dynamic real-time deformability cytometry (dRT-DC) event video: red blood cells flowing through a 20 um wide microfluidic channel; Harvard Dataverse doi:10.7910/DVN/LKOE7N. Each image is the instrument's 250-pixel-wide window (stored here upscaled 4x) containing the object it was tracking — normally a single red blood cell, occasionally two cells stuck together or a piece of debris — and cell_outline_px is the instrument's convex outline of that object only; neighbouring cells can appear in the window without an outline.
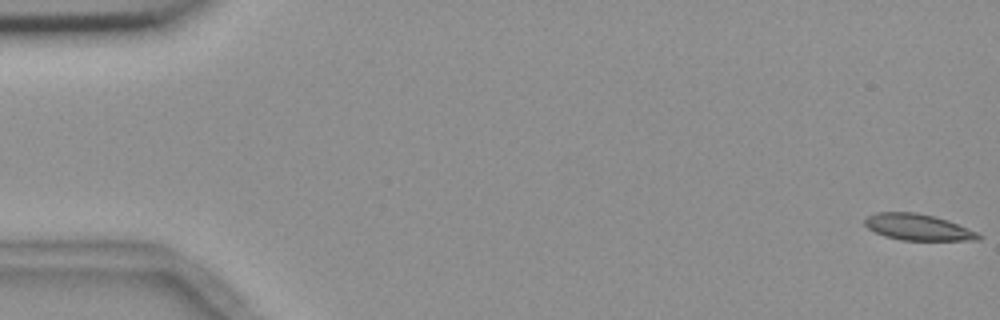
{"species": "common noctule bat (a hibernating species)", "species_latin": "Nyctalus noctula", "temperature_condition": "room temperature", "stored_images_in_passage": 14, "camera_frame_rate_fps": 3000, "um_per_image_px": 0.085, "animal": {"sex": "female", "body_mass_g": 18.4}, "frame": {"image": 1, "passage_image": 1, "time_ms": 0.0, "image_size_px": [1000, 320], "cell_outline_px": [[980, 240], [900, 240], [884, 236], [868, 228], [864, 224], [864, 220], [868, 216], [876, 212], [912, 212], [932, 216], [948, 220], [976, 232], [980, 236]], "centroid_in_image_um": [77.98, 19.31], "position_along_channel_um": 7.0, "area_um2": 17.17}}
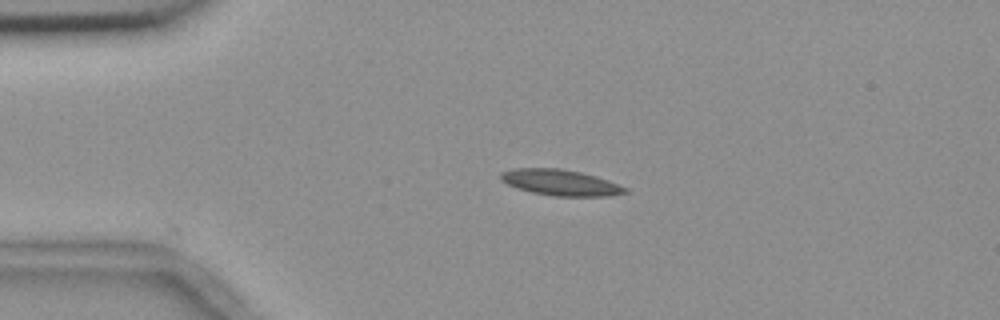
{"frame": {"image": 2, "passage_image": 13, "time_ms": 4.0, "image_size_px": [1000, 320], "cell_outline_px": [[628, 192], [608, 196], [552, 196], [532, 192], [508, 184], [500, 180], [500, 172], [512, 168], [560, 168], [580, 172], [596, 176], [608, 180], [628, 188]], "centroid_in_image_um": [47.64, 15.51], "position_along_channel_um": 37.4, "area_um2": 18.79}}